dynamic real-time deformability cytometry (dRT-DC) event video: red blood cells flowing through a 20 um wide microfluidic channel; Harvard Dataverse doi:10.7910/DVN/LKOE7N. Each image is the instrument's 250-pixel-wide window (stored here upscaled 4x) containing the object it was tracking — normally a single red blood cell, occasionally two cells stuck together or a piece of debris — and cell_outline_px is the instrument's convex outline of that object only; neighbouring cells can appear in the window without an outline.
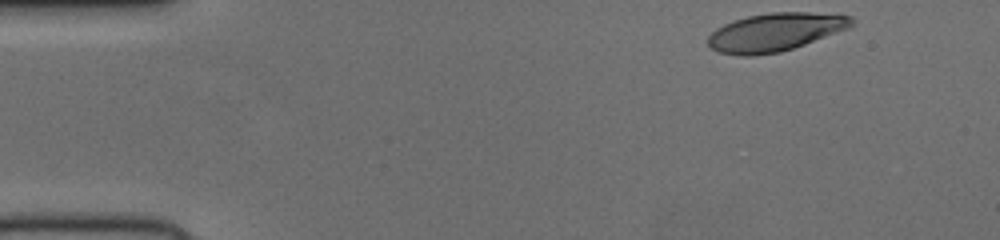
{"species": "human", "species_latin": "Homo sapiens", "temperature_condition": "cold", "stored_images_in_passage": 41, "camera_frame_rate_fps": 3000, "um_per_image_px": 0.085, "donor": {"sex": "female"}, "frame": {"image": 1, "passage_image": 1, "time_ms": 0.0, "image_size_px": [1000, 240], "cell_outline_px": [[856, 24], [852, 28], [780, 52], [748, 56], [744, 56], [720, 52], [712, 48], [708, 44], [708, 36], [716, 28], [724, 24], [748, 16], [768, 12], [840, 12], [852, 16]], "centroid_in_image_um": [66.01, 2.69], "position_along_channel_um": 19.0, "area_um2": 32.37}}
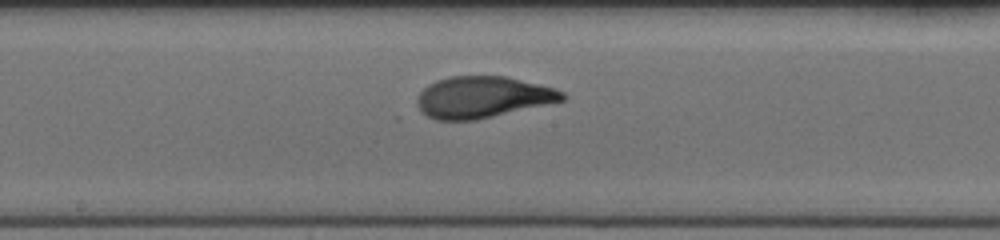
{"frame": {"image": 2, "passage_image": 23, "time_ms": 7.333, "image_size_px": [1000, 240], "cell_outline_px": [[568, 96], [564, 100], [476, 120], [436, 120], [428, 116], [416, 104], [416, 96], [428, 84], [436, 80], [448, 76], [504, 76], [540, 84], [556, 88], [564, 92]], "centroid_in_image_um": [41.02, 8.25], "position_along_channel_um": 207.2, "area_um2": 35.08}}
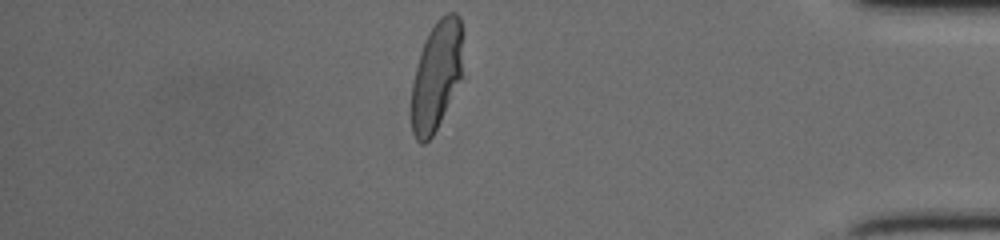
{"frame": {"image": 3, "passage_image": 40, "time_ms": 13.0, "image_size_px": [1000, 240], "cell_outline_px": [[464, 76], [432, 136], [424, 144], [420, 144], [416, 140], [412, 132], [412, 84], [420, 52], [424, 40], [428, 32], [440, 16], [448, 12], [456, 12], [460, 16]], "centroid_in_image_um": [37.13, 6.4], "position_along_channel_um": 398.1, "area_um2": 33.18}}